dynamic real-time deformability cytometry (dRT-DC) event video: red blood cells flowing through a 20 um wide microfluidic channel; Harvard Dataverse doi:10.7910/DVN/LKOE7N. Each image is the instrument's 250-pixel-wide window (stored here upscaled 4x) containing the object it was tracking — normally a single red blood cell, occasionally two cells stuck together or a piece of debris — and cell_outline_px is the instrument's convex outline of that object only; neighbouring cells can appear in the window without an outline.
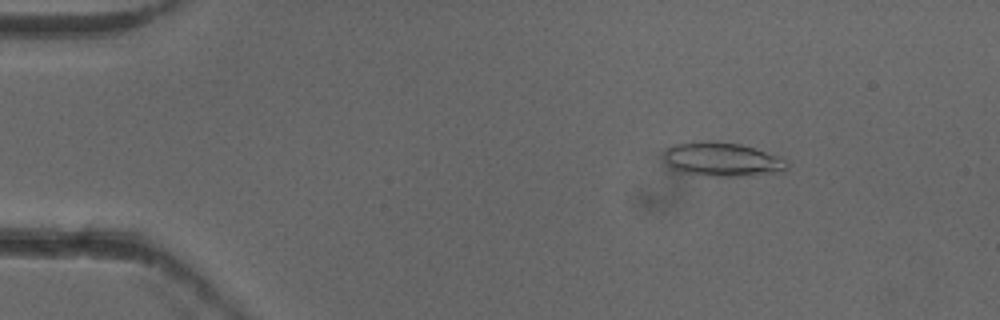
{"species": "common noctule bat (a hibernating species)", "species_latin": "Nyctalus noctula", "temperature_condition": "cold", "stored_images_in_passage": 47, "camera_frame_rate_fps": 3000, "um_per_image_px": 0.085, "animal": {"sex": "female"}, "frame": {"image": 1, "passage_image": 2, "time_ms": 0.333, "image_size_px": [1000, 320], "cell_outline_px": [[788, 168], [784, 172], [736, 176], [712, 176], [680, 172], [672, 168], [664, 160], [664, 152], [668, 148], [676, 144], [740, 144], [780, 156], [788, 160]], "centroid_in_image_um": [61.47, 13.61], "position_along_channel_um": 23.5, "area_um2": 23.47}}
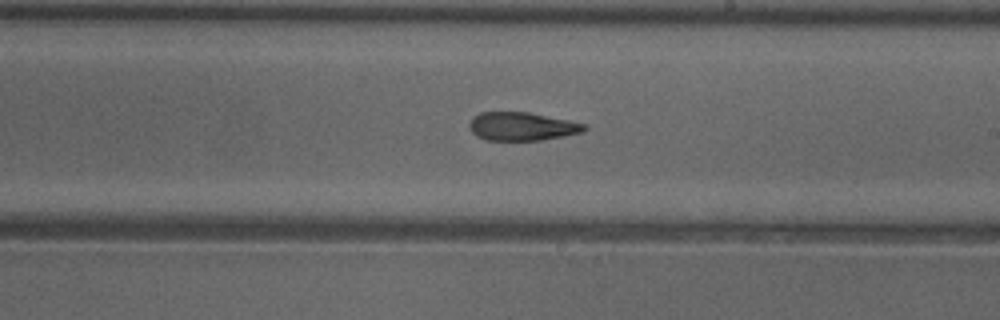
{"frame": {"image": 2, "passage_image": 25, "time_ms": 8.0, "image_size_px": [1000, 320], "cell_outline_px": [[588, 128], [584, 132], [564, 136], [540, 140], [484, 140], [476, 136], [468, 128], [468, 124], [472, 116], [480, 112], [528, 112], [568, 120], [584, 124]], "centroid_in_image_um": [44.32, 10.74], "position_along_channel_um": 244.7, "area_um2": 19.13}}
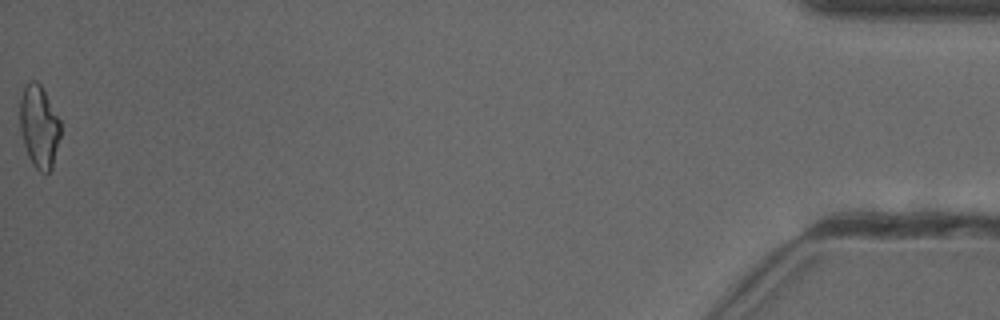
{"frame": {"image": 3, "passage_image": 47, "time_ms": 15.333, "image_size_px": [1000, 320], "cell_outline_px": [[60, 136], [52, 168], [48, 172], [40, 172], [32, 164], [28, 156], [20, 132], [20, 100], [24, 88], [32, 80], [36, 80], [40, 84], [60, 120]], "centroid_in_image_um": [3.32, 10.78], "position_along_channel_um": 431.9, "area_um2": 19.31}, "authors_computed_cell_mechanics": {"area_um2": 19.7098, "velocity_mm_per_s": 3.9394, "shape_relaxation_time_tau1_ms": 9.1972, "shape_relaxation_time_tau2_ms": 3.5113, "deformation_change_tau1": 0.2072, "deformation_change_tau2": 0.1261}}